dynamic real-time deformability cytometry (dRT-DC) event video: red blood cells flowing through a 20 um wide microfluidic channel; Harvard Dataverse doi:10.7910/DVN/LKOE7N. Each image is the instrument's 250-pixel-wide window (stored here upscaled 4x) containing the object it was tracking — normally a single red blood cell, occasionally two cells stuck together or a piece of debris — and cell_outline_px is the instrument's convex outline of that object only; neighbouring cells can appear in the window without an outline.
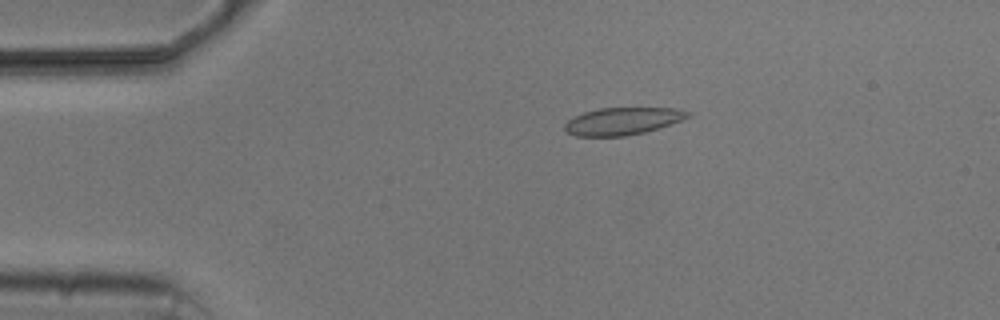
{"species": "common noctule bat (a hibernating species)", "species_latin": "Nyctalus noctula", "temperature_condition": "cold", "stored_images_in_passage": 6, "camera_frame_rate_fps": 3000, "um_per_image_px": 0.085, "animal": {"sex": "male", "body_mass_g": 20.5, "forearm_length_mm": 52.5}, "frame": {"image": 1, "passage_image": 4, "time_ms": 3.333, "image_size_px": [1000, 320], "cell_outline_px": [[692, 116], [644, 132], [624, 136], [576, 136], [568, 132], [564, 128], [564, 124], [568, 120], [584, 112], [600, 108], [672, 108], [692, 112]], "centroid_in_image_um": [52.91, 10.29], "position_along_channel_um": 32.1, "area_um2": 19.31}}
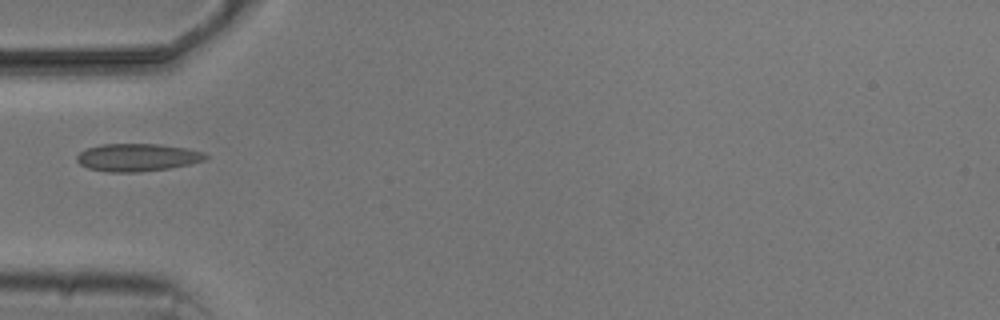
{"frame": {"image": 2, "passage_image": 6, "time_ms": 5.667, "image_size_px": [1000, 320], "cell_outline_px": [[208, 156], [204, 160], [188, 164], [168, 168], [140, 172], [108, 172], [88, 168], [80, 164], [76, 160], [76, 156], [80, 152], [88, 148], [100, 144], [160, 144], [188, 148], [204, 152]], "centroid_in_image_um": [11.66, 13.37], "position_along_channel_um": 73.3, "area_um2": 20.75}}